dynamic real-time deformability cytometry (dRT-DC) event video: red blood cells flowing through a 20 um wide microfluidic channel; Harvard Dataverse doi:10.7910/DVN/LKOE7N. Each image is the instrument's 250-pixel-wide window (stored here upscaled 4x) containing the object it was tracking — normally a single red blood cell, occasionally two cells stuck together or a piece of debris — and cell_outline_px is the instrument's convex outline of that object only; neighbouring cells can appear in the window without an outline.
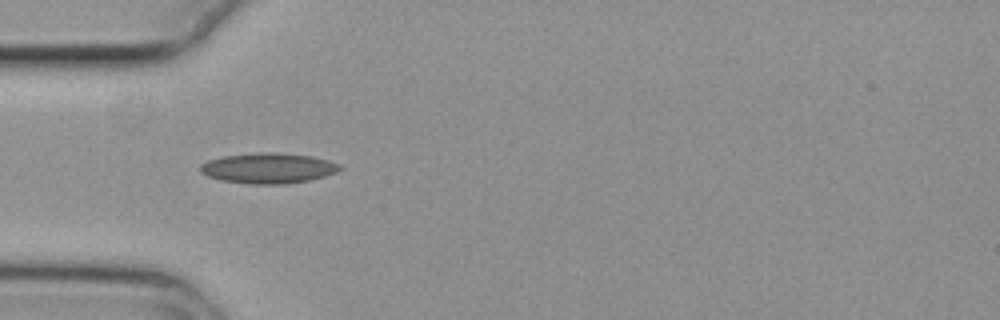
{"species": "common noctule bat (a hibernating species)", "species_latin": "Nyctalus noctula", "temperature_condition": "cold", "stored_images_in_passage": 10, "camera_frame_rate_fps": 3000, "um_per_image_px": 0.085, "animal": {"sex": "female", "body_mass_g": 29.2, "forearm_length_mm": 56.3}, "frame": {"image": 1, "passage_image": 1, "time_ms": 0.0, "image_size_px": [1000, 320], "cell_outline_px": [[344, 168], [336, 172], [312, 180], [284, 184], [248, 184], [220, 180], [208, 176], [200, 172], [200, 164], [208, 160], [224, 156], [256, 152], [268, 152], [312, 156], [328, 160], [340, 164]], "centroid_in_image_um": [22.81, 14.3], "position_along_channel_um": 62.2, "area_um2": 24.85}}
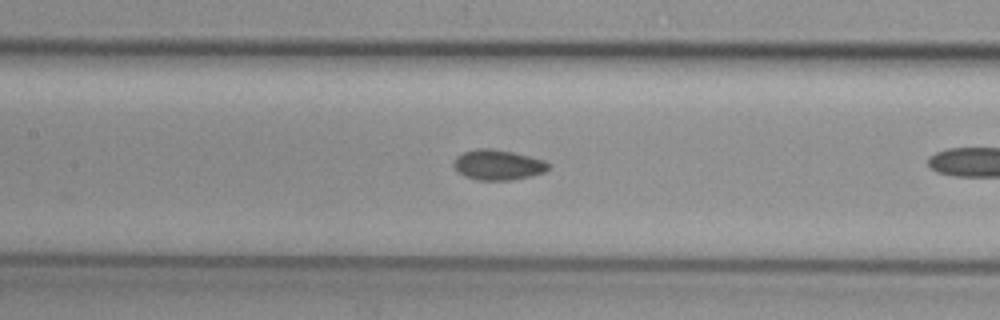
{"frame": {"image": 2, "passage_image": 6, "time_ms": 1.667, "image_size_px": [1000, 320], "cell_outline_px": [[548, 168], [544, 172], [512, 180], [476, 180], [464, 176], [456, 172], [452, 164], [456, 156], [464, 152], [476, 148], [488, 148], [512, 152], [544, 160], [548, 164]], "centroid_in_image_um": [42.25, 14.02], "position_along_channel_um": 165.2, "area_um2": 16.65}}